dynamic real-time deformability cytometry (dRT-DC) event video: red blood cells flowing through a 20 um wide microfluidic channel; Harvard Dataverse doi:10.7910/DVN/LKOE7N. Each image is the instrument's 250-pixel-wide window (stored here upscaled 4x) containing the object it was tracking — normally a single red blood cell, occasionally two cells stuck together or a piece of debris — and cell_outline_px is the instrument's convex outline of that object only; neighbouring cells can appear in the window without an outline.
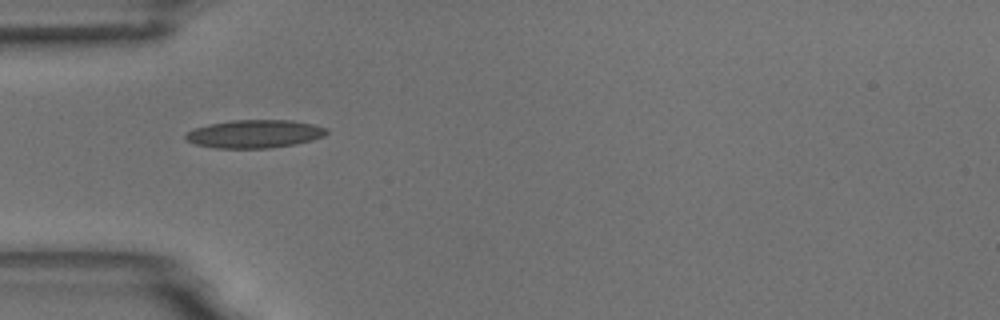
{"species": "common noctule bat (a hibernating species)", "species_latin": "Nyctalus noctula", "temperature_condition": "room temperature", "stored_images_in_passage": 4, "camera_frame_rate_fps": 3000, "um_per_image_px": 0.085, "animal": {"sex": "male", "body_mass_g": 18.8}, "frame": {"image": 1, "passage_image": 1, "time_ms": 0.0, "image_size_px": [1000, 320], "cell_outline_px": [[328, 132], [324, 136], [312, 140], [296, 144], [268, 148], [216, 148], [196, 144], [188, 140], [184, 136], [188, 132], [196, 128], [208, 124], [232, 120], [292, 120], [312, 124], [328, 128]], "centroid_in_image_um": [21.68, 11.38], "position_along_channel_um": 63.3, "area_um2": 23.0}}